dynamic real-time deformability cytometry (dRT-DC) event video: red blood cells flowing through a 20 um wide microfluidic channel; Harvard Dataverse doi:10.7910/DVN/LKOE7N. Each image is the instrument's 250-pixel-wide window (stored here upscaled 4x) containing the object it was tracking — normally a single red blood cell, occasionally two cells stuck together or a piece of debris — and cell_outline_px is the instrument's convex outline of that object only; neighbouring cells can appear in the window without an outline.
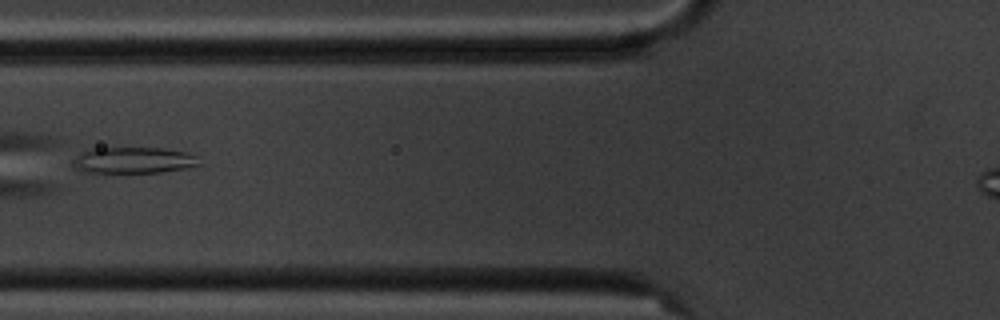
{"species": "common noctule bat (a hibernating species)", "species_latin": "Nyctalus noctula", "temperature_condition": "cold", "stored_images_in_passage": 7, "segment_of_instrument_passage": [1, 2], "camera_frame_rate_fps": 3000, "um_per_image_px": 0.085, "animal": {"sex": "male", "body_mass_g": 20.1, "forearm_length_mm": 53.5}, "frame": {"image": 1, "passage_image": 3, "time_ms": 2.333, "image_size_px": [1000, 320], "cell_outline_px": [[204, 164], [188, 168], [160, 172], [80, 172], [72, 164], [72, 160], [80, 152], [92, 148], [164, 148], [188, 152], [196, 156]], "centroid_in_image_um": [11.38, 13.62], "position_along_channel_um": 114.4, "area_um2": 19.54}}
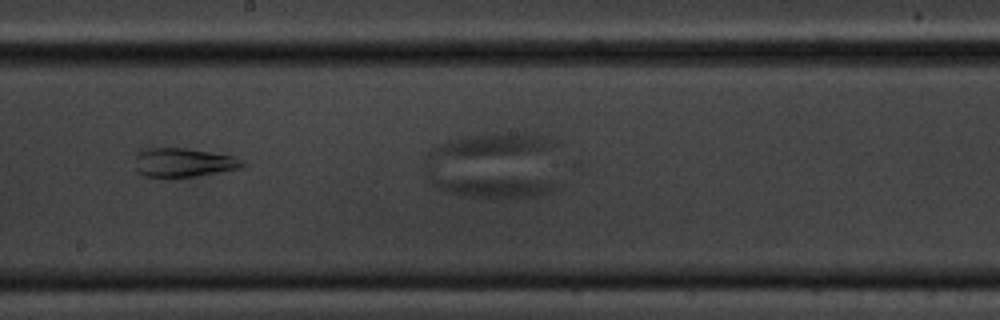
{"frame": {"image": 2, "passage_image": 6, "time_ms": 5.667, "image_size_px": [1000, 320], "cell_outline_px": [[560, 188], [552, 192], [536, 196], [472, 196], [448, 192], [436, 188], [428, 176], [428, 172], [432, 172], [540, 180], [560, 184]], "centroid_in_image_um": [41.7, 15.75], "position_along_channel_um": 206.5, "area_um2": 16.07}}